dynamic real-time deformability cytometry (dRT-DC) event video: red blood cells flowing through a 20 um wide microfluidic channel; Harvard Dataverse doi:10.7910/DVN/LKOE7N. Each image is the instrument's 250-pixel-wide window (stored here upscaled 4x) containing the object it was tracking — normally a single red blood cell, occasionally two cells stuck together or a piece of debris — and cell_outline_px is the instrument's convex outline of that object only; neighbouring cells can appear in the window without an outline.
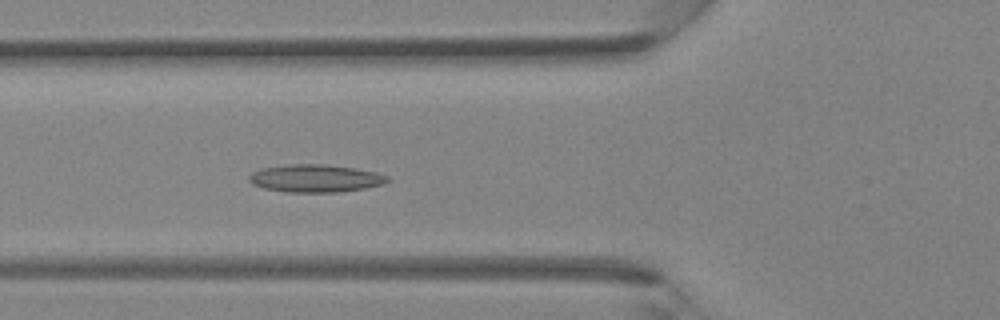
{"species": "Egyptian fruit bat (a non-hibernating species)", "species_latin": "Rousettus aegyptiacus", "temperature_condition": "room temperature", "stored_images_in_passage": 43, "camera_frame_rate_fps": 3000, "um_per_image_px": 0.085, "animal": {"sex": "female"}, "frame": {"image": 1, "passage_image": 16, "time_ms": 5.0, "image_size_px": [1000, 320], "cell_outline_px": [[388, 180], [384, 184], [364, 188], [340, 192], [288, 192], [264, 188], [252, 184], [248, 180], [248, 176], [252, 172], [260, 168], [288, 164], [324, 164], [356, 168], [376, 172], [388, 176]], "centroid_in_image_um": [26.78, 15.15], "position_along_channel_um": 99.0, "area_um2": 22.43}}
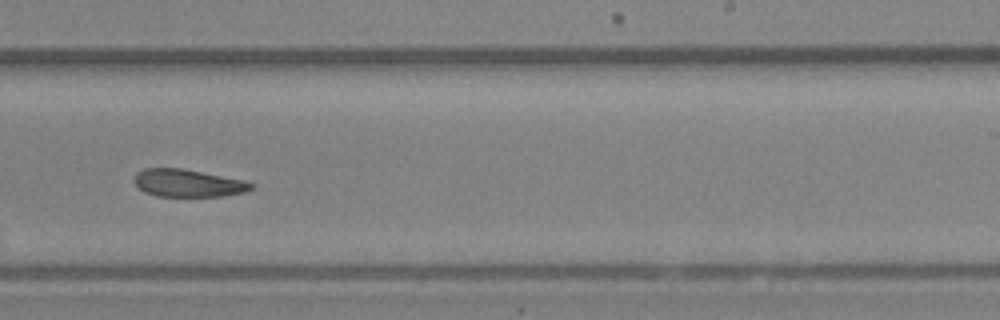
{"frame": {"image": 2, "passage_image": 27, "time_ms": 8.667, "image_size_px": [1000, 320], "cell_outline_px": [[256, 188], [244, 192], [220, 196], [156, 196], [144, 192], [132, 180], [136, 172], [144, 168], [184, 168], [244, 180], [256, 184]], "centroid_in_image_um": [15.99, 15.55], "position_along_channel_um": 273.0, "area_um2": 19.02}}
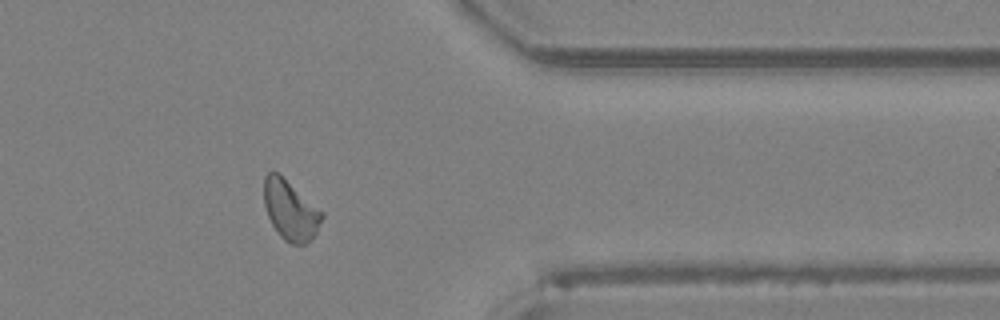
{"frame": {"image": 3, "passage_image": 35, "time_ms": 11.333, "image_size_px": [1000, 320], "cell_outline_px": [[324, 216], [312, 240], [304, 244], [292, 244], [284, 240], [280, 236], [272, 224], [268, 216], [264, 204], [264, 176], [272, 168], [324, 212]], "centroid_in_image_um": [24.68, 17.86], "position_along_channel_um": 386.7, "area_um2": 20.17}}